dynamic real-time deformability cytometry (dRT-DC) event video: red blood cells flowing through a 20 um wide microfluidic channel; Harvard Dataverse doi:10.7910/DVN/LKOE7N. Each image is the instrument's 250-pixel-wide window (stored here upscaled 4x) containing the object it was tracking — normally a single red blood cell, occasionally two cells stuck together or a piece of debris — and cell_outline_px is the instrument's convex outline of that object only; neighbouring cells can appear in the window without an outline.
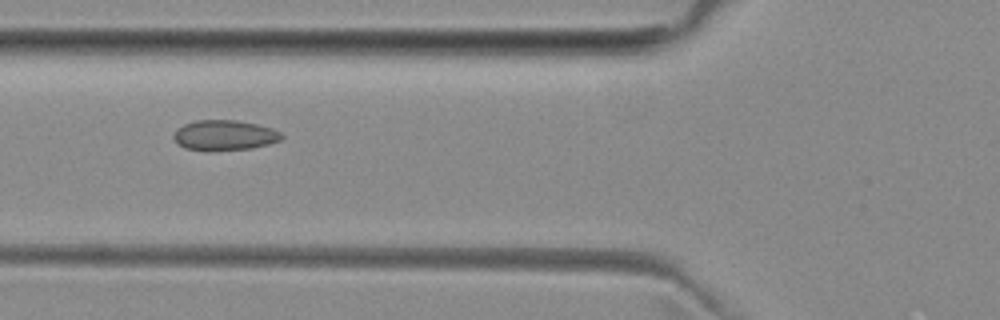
{"species": "common noctule bat (a hibernating species)", "species_latin": "Nyctalus noctula", "temperature_condition": "room temperature", "stored_images_in_passage": 7, "camera_frame_rate_fps": 3000, "um_per_image_px": 0.085, "animal": {"sex": "female", "body_mass_g": 29.2, "forearm_length_mm": 56.3}, "frame": {"image": 1, "passage_image": 5, "time_ms": 4.667, "image_size_px": [1000, 320], "cell_outline_px": [[284, 136], [280, 140], [268, 144], [252, 148], [208, 152], [204, 152], [184, 148], [172, 136], [176, 128], [184, 124], [196, 120], [236, 120], [256, 124], [272, 128], [280, 132]], "centroid_in_image_um": [19.05, 11.51], "position_along_channel_um": 106.7, "area_um2": 19.31}}
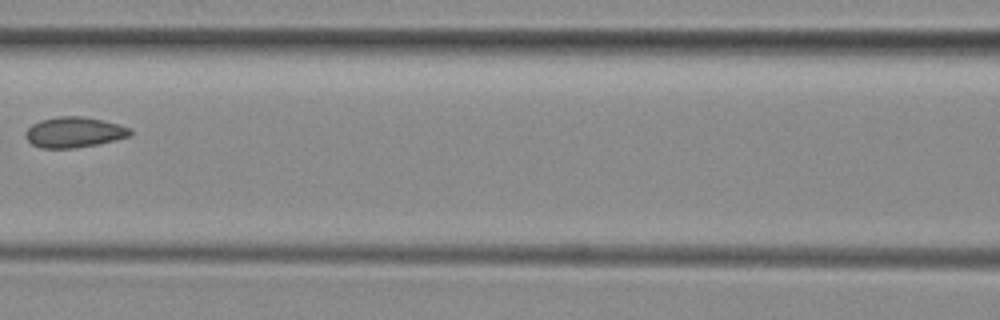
{"frame": {"image": 2, "passage_image": 6, "time_ms": 6.0, "image_size_px": [1000, 320], "cell_outline_px": [[132, 136], [116, 140], [96, 144], [72, 148], [40, 148], [32, 144], [24, 136], [28, 128], [32, 124], [40, 120], [60, 116], [84, 116], [120, 124], [132, 128]], "centroid_in_image_um": [6.33, 11.23], "position_along_channel_um": 160.3, "area_um2": 18.73}}
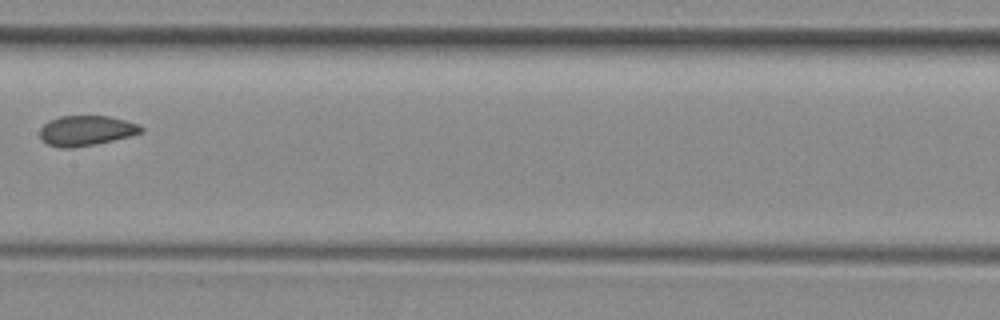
{"frame": {"image": 3, "passage_image": 7, "time_ms": 7.0, "image_size_px": [1000, 320], "cell_outline_px": [[144, 132], [96, 144], [72, 148], [60, 148], [48, 144], [40, 140], [40, 128], [48, 120], [60, 116], [108, 116], [140, 124], [144, 128]], "centroid_in_image_um": [7.31, 11.1], "position_along_channel_um": 200.1, "area_um2": 17.86}}